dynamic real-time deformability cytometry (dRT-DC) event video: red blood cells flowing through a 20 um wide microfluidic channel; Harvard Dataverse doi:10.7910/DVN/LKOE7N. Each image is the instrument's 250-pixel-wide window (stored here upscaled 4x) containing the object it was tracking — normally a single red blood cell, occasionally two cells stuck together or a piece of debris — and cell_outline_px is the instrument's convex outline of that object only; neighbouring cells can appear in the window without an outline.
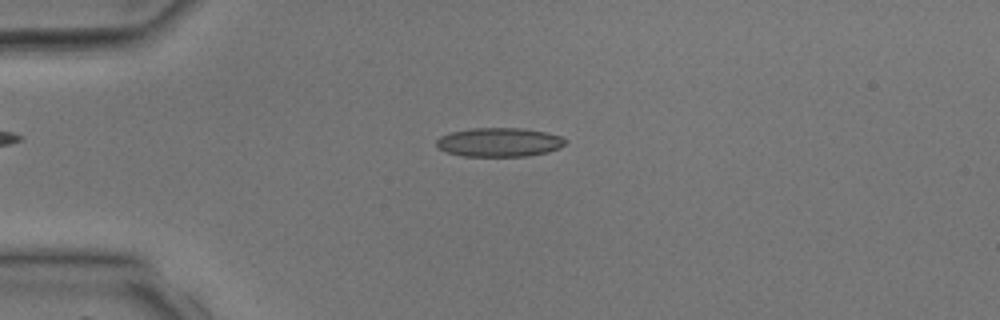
{"species": "common noctule bat (a hibernating species)", "species_latin": "Nyctalus noctula", "temperature_condition": "room temperature", "stored_images_in_passage": 38, "camera_frame_rate_fps": 3000, "um_per_image_px": 0.085, "animal": {"sex": "male", "body_mass_g": 17.9, "forearm_length_mm": 54.2}, "frame": {"image": 1, "passage_image": 9, "time_ms": 2.667, "image_size_px": [1000, 320], "cell_outline_px": [[568, 140], [560, 148], [548, 152], [528, 156], [460, 156], [444, 152], [436, 148], [436, 140], [440, 136], [452, 132], [472, 128], [520, 128], [544, 132], [560, 136]], "centroid_in_image_um": [42.4, 12.1], "position_along_channel_um": 42.6, "area_um2": 21.91}}
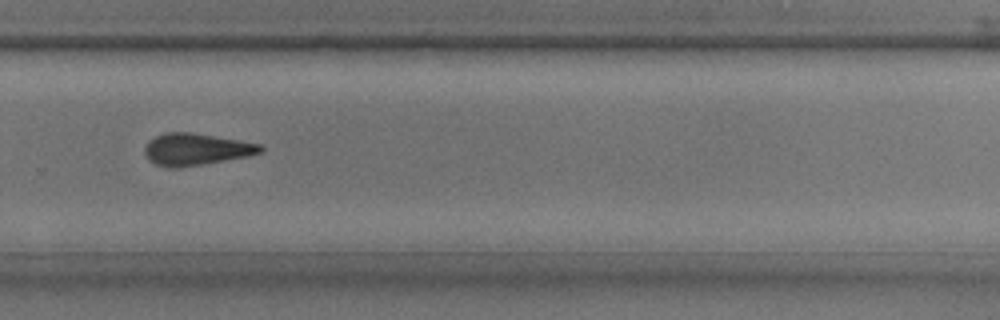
{"frame": {"image": 2, "passage_image": 26, "time_ms": 8.333, "image_size_px": [1000, 320], "cell_outline_px": [[264, 148], [260, 152], [248, 156], [176, 168], [168, 168], [156, 164], [148, 160], [144, 152], [144, 148], [148, 140], [164, 132], [192, 132], [260, 144]], "centroid_in_image_um": [16.6, 12.68], "position_along_channel_um": 313.2, "area_um2": 21.33}}
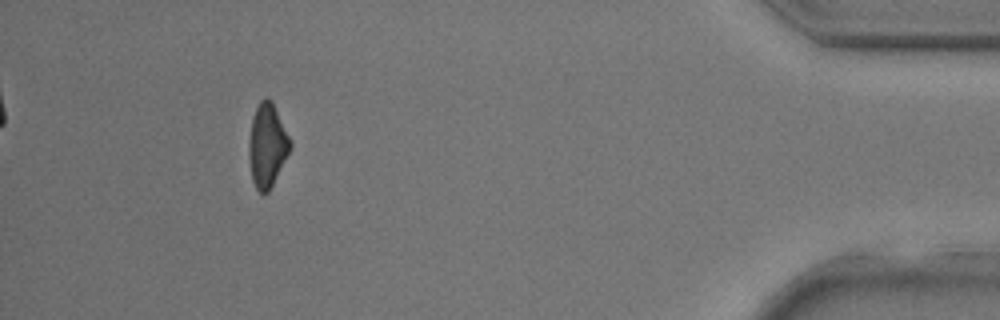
{"frame": {"image": 3, "passage_image": 35, "time_ms": 11.333, "image_size_px": [1000, 320], "cell_outline_px": [[292, 144], [268, 192], [260, 192], [256, 188], [252, 180], [248, 156], [248, 144], [252, 116], [260, 100], [264, 96], [272, 100]], "centroid_in_image_um": [22.67, 12.31], "position_along_channel_um": 412.5, "area_um2": 19.77}}